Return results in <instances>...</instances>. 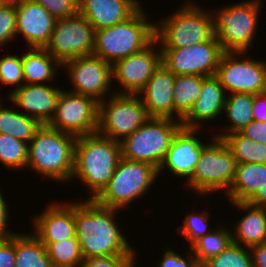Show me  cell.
I'll list each match as a JSON object with an SVG mask.
<instances>
[{
	"mask_svg": "<svg viewBox=\"0 0 266 267\" xmlns=\"http://www.w3.org/2000/svg\"><path fill=\"white\" fill-rule=\"evenodd\" d=\"M118 211V212H117ZM121 211L97 204L93 199L75 202L76 237L83 258L109 255H138L123 235L116 215ZM117 213V214H116Z\"/></svg>",
	"mask_w": 266,
	"mask_h": 267,
	"instance_id": "cell-1",
	"label": "cell"
},
{
	"mask_svg": "<svg viewBox=\"0 0 266 267\" xmlns=\"http://www.w3.org/2000/svg\"><path fill=\"white\" fill-rule=\"evenodd\" d=\"M121 157L120 142L98 133L77 136L70 181L80 179L89 190L86 199H94L108 184Z\"/></svg>",
	"mask_w": 266,
	"mask_h": 267,
	"instance_id": "cell-2",
	"label": "cell"
},
{
	"mask_svg": "<svg viewBox=\"0 0 266 267\" xmlns=\"http://www.w3.org/2000/svg\"><path fill=\"white\" fill-rule=\"evenodd\" d=\"M76 139L75 135L42 124L28 143L27 170H33L52 181L70 182Z\"/></svg>",
	"mask_w": 266,
	"mask_h": 267,
	"instance_id": "cell-3",
	"label": "cell"
},
{
	"mask_svg": "<svg viewBox=\"0 0 266 267\" xmlns=\"http://www.w3.org/2000/svg\"><path fill=\"white\" fill-rule=\"evenodd\" d=\"M142 6L126 21L95 31L93 54L114 64L138 53L155 40V23H150Z\"/></svg>",
	"mask_w": 266,
	"mask_h": 267,
	"instance_id": "cell-4",
	"label": "cell"
},
{
	"mask_svg": "<svg viewBox=\"0 0 266 267\" xmlns=\"http://www.w3.org/2000/svg\"><path fill=\"white\" fill-rule=\"evenodd\" d=\"M171 14L155 22V40L160 48H185L215 36L211 9L187 0Z\"/></svg>",
	"mask_w": 266,
	"mask_h": 267,
	"instance_id": "cell-5",
	"label": "cell"
},
{
	"mask_svg": "<svg viewBox=\"0 0 266 267\" xmlns=\"http://www.w3.org/2000/svg\"><path fill=\"white\" fill-rule=\"evenodd\" d=\"M262 0H246L211 10L214 33L225 52H248L258 33Z\"/></svg>",
	"mask_w": 266,
	"mask_h": 267,
	"instance_id": "cell-6",
	"label": "cell"
},
{
	"mask_svg": "<svg viewBox=\"0 0 266 267\" xmlns=\"http://www.w3.org/2000/svg\"><path fill=\"white\" fill-rule=\"evenodd\" d=\"M158 176L153 165L121 157L108 184L93 200L104 207L128 209L135 199L147 195Z\"/></svg>",
	"mask_w": 266,
	"mask_h": 267,
	"instance_id": "cell-7",
	"label": "cell"
},
{
	"mask_svg": "<svg viewBox=\"0 0 266 267\" xmlns=\"http://www.w3.org/2000/svg\"><path fill=\"white\" fill-rule=\"evenodd\" d=\"M210 141L203 149L192 177L186 181V189L196 195L207 196L222 191L226 194L233 183L236 161L226 143L210 134Z\"/></svg>",
	"mask_w": 266,
	"mask_h": 267,
	"instance_id": "cell-8",
	"label": "cell"
},
{
	"mask_svg": "<svg viewBox=\"0 0 266 267\" xmlns=\"http://www.w3.org/2000/svg\"><path fill=\"white\" fill-rule=\"evenodd\" d=\"M182 123L172 118L151 117L121 142L124 159L145 162L157 169Z\"/></svg>",
	"mask_w": 266,
	"mask_h": 267,
	"instance_id": "cell-9",
	"label": "cell"
},
{
	"mask_svg": "<svg viewBox=\"0 0 266 267\" xmlns=\"http://www.w3.org/2000/svg\"><path fill=\"white\" fill-rule=\"evenodd\" d=\"M150 118L138 95L114 93L99 102L97 133L121 142Z\"/></svg>",
	"mask_w": 266,
	"mask_h": 267,
	"instance_id": "cell-10",
	"label": "cell"
},
{
	"mask_svg": "<svg viewBox=\"0 0 266 267\" xmlns=\"http://www.w3.org/2000/svg\"><path fill=\"white\" fill-rule=\"evenodd\" d=\"M246 55L248 52H224L222 55L215 76L226 94L266 92V61Z\"/></svg>",
	"mask_w": 266,
	"mask_h": 267,
	"instance_id": "cell-11",
	"label": "cell"
},
{
	"mask_svg": "<svg viewBox=\"0 0 266 267\" xmlns=\"http://www.w3.org/2000/svg\"><path fill=\"white\" fill-rule=\"evenodd\" d=\"M95 45V29L79 13L57 19L44 49L61 65L77 57L91 56Z\"/></svg>",
	"mask_w": 266,
	"mask_h": 267,
	"instance_id": "cell-12",
	"label": "cell"
},
{
	"mask_svg": "<svg viewBox=\"0 0 266 267\" xmlns=\"http://www.w3.org/2000/svg\"><path fill=\"white\" fill-rule=\"evenodd\" d=\"M99 102L90 96L61 91L50 127L72 135L97 133Z\"/></svg>",
	"mask_w": 266,
	"mask_h": 267,
	"instance_id": "cell-13",
	"label": "cell"
},
{
	"mask_svg": "<svg viewBox=\"0 0 266 267\" xmlns=\"http://www.w3.org/2000/svg\"><path fill=\"white\" fill-rule=\"evenodd\" d=\"M162 63L174 75L216 74L224 50L214 36L211 40L185 48H160Z\"/></svg>",
	"mask_w": 266,
	"mask_h": 267,
	"instance_id": "cell-14",
	"label": "cell"
},
{
	"mask_svg": "<svg viewBox=\"0 0 266 267\" xmlns=\"http://www.w3.org/2000/svg\"><path fill=\"white\" fill-rule=\"evenodd\" d=\"M62 67L66 68L67 79L70 78L69 81L73 86L68 91L93 97L98 102L115 93L112 88V64L99 57L94 55L77 57L64 62Z\"/></svg>",
	"mask_w": 266,
	"mask_h": 267,
	"instance_id": "cell-15",
	"label": "cell"
},
{
	"mask_svg": "<svg viewBox=\"0 0 266 267\" xmlns=\"http://www.w3.org/2000/svg\"><path fill=\"white\" fill-rule=\"evenodd\" d=\"M161 63V49L156 40L142 51L116 61L112 65L113 82L120 89L115 88V93L137 95Z\"/></svg>",
	"mask_w": 266,
	"mask_h": 267,
	"instance_id": "cell-16",
	"label": "cell"
},
{
	"mask_svg": "<svg viewBox=\"0 0 266 267\" xmlns=\"http://www.w3.org/2000/svg\"><path fill=\"white\" fill-rule=\"evenodd\" d=\"M200 132L201 129L184 127L178 131L158 168V175L162 174L161 171L165 172L167 167L175 177L187 178L184 182L192 177L202 149L208 144L197 137Z\"/></svg>",
	"mask_w": 266,
	"mask_h": 267,
	"instance_id": "cell-17",
	"label": "cell"
},
{
	"mask_svg": "<svg viewBox=\"0 0 266 267\" xmlns=\"http://www.w3.org/2000/svg\"><path fill=\"white\" fill-rule=\"evenodd\" d=\"M62 88L47 84H23L8 92L7 99L23 114L48 124L53 118ZM20 108V109H19Z\"/></svg>",
	"mask_w": 266,
	"mask_h": 267,
	"instance_id": "cell-18",
	"label": "cell"
},
{
	"mask_svg": "<svg viewBox=\"0 0 266 267\" xmlns=\"http://www.w3.org/2000/svg\"><path fill=\"white\" fill-rule=\"evenodd\" d=\"M51 205V206H50ZM31 220L33 232L41 243H52L76 236L75 200L51 203Z\"/></svg>",
	"mask_w": 266,
	"mask_h": 267,
	"instance_id": "cell-19",
	"label": "cell"
},
{
	"mask_svg": "<svg viewBox=\"0 0 266 267\" xmlns=\"http://www.w3.org/2000/svg\"><path fill=\"white\" fill-rule=\"evenodd\" d=\"M174 82L175 75L161 63L137 94L150 117L172 118L182 121V118L174 111Z\"/></svg>",
	"mask_w": 266,
	"mask_h": 267,
	"instance_id": "cell-20",
	"label": "cell"
},
{
	"mask_svg": "<svg viewBox=\"0 0 266 267\" xmlns=\"http://www.w3.org/2000/svg\"><path fill=\"white\" fill-rule=\"evenodd\" d=\"M17 16L16 35H22L26 48H44L55 27L56 18L34 0H23L15 6Z\"/></svg>",
	"mask_w": 266,
	"mask_h": 267,
	"instance_id": "cell-21",
	"label": "cell"
},
{
	"mask_svg": "<svg viewBox=\"0 0 266 267\" xmlns=\"http://www.w3.org/2000/svg\"><path fill=\"white\" fill-rule=\"evenodd\" d=\"M225 100L226 92L219 79L215 75L205 77L200 95L190 112L182 119V126L188 129H203L205 122L215 121L223 114Z\"/></svg>",
	"mask_w": 266,
	"mask_h": 267,
	"instance_id": "cell-22",
	"label": "cell"
},
{
	"mask_svg": "<svg viewBox=\"0 0 266 267\" xmlns=\"http://www.w3.org/2000/svg\"><path fill=\"white\" fill-rule=\"evenodd\" d=\"M138 0H79V14L95 31L126 21L142 5Z\"/></svg>",
	"mask_w": 266,
	"mask_h": 267,
	"instance_id": "cell-23",
	"label": "cell"
},
{
	"mask_svg": "<svg viewBox=\"0 0 266 267\" xmlns=\"http://www.w3.org/2000/svg\"><path fill=\"white\" fill-rule=\"evenodd\" d=\"M239 211L246 212L235 221L231 231L233 242L244 247L266 243V211L264 207L250 205L248 202H229Z\"/></svg>",
	"mask_w": 266,
	"mask_h": 267,
	"instance_id": "cell-24",
	"label": "cell"
},
{
	"mask_svg": "<svg viewBox=\"0 0 266 267\" xmlns=\"http://www.w3.org/2000/svg\"><path fill=\"white\" fill-rule=\"evenodd\" d=\"M265 184L266 164L239 163L225 195L230 202H248Z\"/></svg>",
	"mask_w": 266,
	"mask_h": 267,
	"instance_id": "cell-25",
	"label": "cell"
},
{
	"mask_svg": "<svg viewBox=\"0 0 266 267\" xmlns=\"http://www.w3.org/2000/svg\"><path fill=\"white\" fill-rule=\"evenodd\" d=\"M22 64L25 84L56 83L60 73L57 70L62 67L44 48L38 47H28V51L22 53Z\"/></svg>",
	"mask_w": 266,
	"mask_h": 267,
	"instance_id": "cell-26",
	"label": "cell"
},
{
	"mask_svg": "<svg viewBox=\"0 0 266 267\" xmlns=\"http://www.w3.org/2000/svg\"><path fill=\"white\" fill-rule=\"evenodd\" d=\"M253 94L232 93L226 95L223 114L229 122L224 132H213V136L223 139L225 136L242 131L253 120Z\"/></svg>",
	"mask_w": 266,
	"mask_h": 267,
	"instance_id": "cell-27",
	"label": "cell"
},
{
	"mask_svg": "<svg viewBox=\"0 0 266 267\" xmlns=\"http://www.w3.org/2000/svg\"><path fill=\"white\" fill-rule=\"evenodd\" d=\"M42 123L20 112L14 105L4 107L0 97V133L29 143Z\"/></svg>",
	"mask_w": 266,
	"mask_h": 267,
	"instance_id": "cell-28",
	"label": "cell"
},
{
	"mask_svg": "<svg viewBox=\"0 0 266 267\" xmlns=\"http://www.w3.org/2000/svg\"><path fill=\"white\" fill-rule=\"evenodd\" d=\"M15 267H54L46 247L32 233H15Z\"/></svg>",
	"mask_w": 266,
	"mask_h": 267,
	"instance_id": "cell-29",
	"label": "cell"
},
{
	"mask_svg": "<svg viewBox=\"0 0 266 267\" xmlns=\"http://www.w3.org/2000/svg\"><path fill=\"white\" fill-rule=\"evenodd\" d=\"M216 225L213 230L201 237L189 250L201 267L206 261L223 252L232 242L231 231L227 224ZM228 226V227H227Z\"/></svg>",
	"mask_w": 266,
	"mask_h": 267,
	"instance_id": "cell-30",
	"label": "cell"
},
{
	"mask_svg": "<svg viewBox=\"0 0 266 267\" xmlns=\"http://www.w3.org/2000/svg\"><path fill=\"white\" fill-rule=\"evenodd\" d=\"M205 77L200 75H175L174 111L183 119L198 99Z\"/></svg>",
	"mask_w": 266,
	"mask_h": 267,
	"instance_id": "cell-31",
	"label": "cell"
},
{
	"mask_svg": "<svg viewBox=\"0 0 266 267\" xmlns=\"http://www.w3.org/2000/svg\"><path fill=\"white\" fill-rule=\"evenodd\" d=\"M46 247L54 267H80L83 255L77 237L52 243H42Z\"/></svg>",
	"mask_w": 266,
	"mask_h": 267,
	"instance_id": "cell-32",
	"label": "cell"
},
{
	"mask_svg": "<svg viewBox=\"0 0 266 267\" xmlns=\"http://www.w3.org/2000/svg\"><path fill=\"white\" fill-rule=\"evenodd\" d=\"M0 163L7 170L20 171L27 168L28 143L0 133Z\"/></svg>",
	"mask_w": 266,
	"mask_h": 267,
	"instance_id": "cell-33",
	"label": "cell"
},
{
	"mask_svg": "<svg viewBox=\"0 0 266 267\" xmlns=\"http://www.w3.org/2000/svg\"><path fill=\"white\" fill-rule=\"evenodd\" d=\"M211 213L207 210H202L198 213L187 212L185 213L184 220H182V226L177 227L179 235H183L186 239L188 248L190 249L201 237L212 231V226L209 225L211 219ZM210 218V219H209Z\"/></svg>",
	"mask_w": 266,
	"mask_h": 267,
	"instance_id": "cell-34",
	"label": "cell"
},
{
	"mask_svg": "<svg viewBox=\"0 0 266 267\" xmlns=\"http://www.w3.org/2000/svg\"><path fill=\"white\" fill-rule=\"evenodd\" d=\"M201 267H252L248 247L232 242L223 252L206 261Z\"/></svg>",
	"mask_w": 266,
	"mask_h": 267,
	"instance_id": "cell-35",
	"label": "cell"
},
{
	"mask_svg": "<svg viewBox=\"0 0 266 267\" xmlns=\"http://www.w3.org/2000/svg\"><path fill=\"white\" fill-rule=\"evenodd\" d=\"M22 69V54H7L0 57V82L10 87L14 86V89L9 90L10 93L25 84Z\"/></svg>",
	"mask_w": 266,
	"mask_h": 267,
	"instance_id": "cell-36",
	"label": "cell"
},
{
	"mask_svg": "<svg viewBox=\"0 0 266 267\" xmlns=\"http://www.w3.org/2000/svg\"><path fill=\"white\" fill-rule=\"evenodd\" d=\"M231 150L236 164L253 163L254 143L251 138L245 137L240 132L232 133L222 139Z\"/></svg>",
	"mask_w": 266,
	"mask_h": 267,
	"instance_id": "cell-37",
	"label": "cell"
},
{
	"mask_svg": "<svg viewBox=\"0 0 266 267\" xmlns=\"http://www.w3.org/2000/svg\"><path fill=\"white\" fill-rule=\"evenodd\" d=\"M17 16L15 6L4 5L0 9V47L16 40ZM14 38V39H13Z\"/></svg>",
	"mask_w": 266,
	"mask_h": 267,
	"instance_id": "cell-38",
	"label": "cell"
},
{
	"mask_svg": "<svg viewBox=\"0 0 266 267\" xmlns=\"http://www.w3.org/2000/svg\"><path fill=\"white\" fill-rule=\"evenodd\" d=\"M56 19L74 17L79 13V0H34Z\"/></svg>",
	"mask_w": 266,
	"mask_h": 267,
	"instance_id": "cell-39",
	"label": "cell"
},
{
	"mask_svg": "<svg viewBox=\"0 0 266 267\" xmlns=\"http://www.w3.org/2000/svg\"><path fill=\"white\" fill-rule=\"evenodd\" d=\"M138 255H109L84 258L80 267H131Z\"/></svg>",
	"mask_w": 266,
	"mask_h": 267,
	"instance_id": "cell-40",
	"label": "cell"
},
{
	"mask_svg": "<svg viewBox=\"0 0 266 267\" xmlns=\"http://www.w3.org/2000/svg\"><path fill=\"white\" fill-rule=\"evenodd\" d=\"M166 248V249H165ZM162 252V259L160 258L159 262H156V267H200L196 261V258L192 252L188 249L186 258L182 257V254H178L176 250L173 251L172 248L167 246Z\"/></svg>",
	"mask_w": 266,
	"mask_h": 267,
	"instance_id": "cell-41",
	"label": "cell"
},
{
	"mask_svg": "<svg viewBox=\"0 0 266 267\" xmlns=\"http://www.w3.org/2000/svg\"><path fill=\"white\" fill-rule=\"evenodd\" d=\"M0 267H15V234L0 239Z\"/></svg>",
	"mask_w": 266,
	"mask_h": 267,
	"instance_id": "cell-42",
	"label": "cell"
},
{
	"mask_svg": "<svg viewBox=\"0 0 266 267\" xmlns=\"http://www.w3.org/2000/svg\"><path fill=\"white\" fill-rule=\"evenodd\" d=\"M5 200L6 197L4 198V194H2V190L0 189V239H7L15 234L12 229H9V203H6Z\"/></svg>",
	"mask_w": 266,
	"mask_h": 267,
	"instance_id": "cell-43",
	"label": "cell"
},
{
	"mask_svg": "<svg viewBox=\"0 0 266 267\" xmlns=\"http://www.w3.org/2000/svg\"><path fill=\"white\" fill-rule=\"evenodd\" d=\"M240 133L255 142H261L266 145V122L252 121Z\"/></svg>",
	"mask_w": 266,
	"mask_h": 267,
	"instance_id": "cell-44",
	"label": "cell"
},
{
	"mask_svg": "<svg viewBox=\"0 0 266 267\" xmlns=\"http://www.w3.org/2000/svg\"><path fill=\"white\" fill-rule=\"evenodd\" d=\"M253 120L266 122V92L254 95Z\"/></svg>",
	"mask_w": 266,
	"mask_h": 267,
	"instance_id": "cell-45",
	"label": "cell"
},
{
	"mask_svg": "<svg viewBox=\"0 0 266 267\" xmlns=\"http://www.w3.org/2000/svg\"><path fill=\"white\" fill-rule=\"evenodd\" d=\"M252 257V267H266V243L249 248Z\"/></svg>",
	"mask_w": 266,
	"mask_h": 267,
	"instance_id": "cell-46",
	"label": "cell"
},
{
	"mask_svg": "<svg viewBox=\"0 0 266 267\" xmlns=\"http://www.w3.org/2000/svg\"><path fill=\"white\" fill-rule=\"evenodd\" d=\"M253 163L266 164V145L264 143H254Z\"/></svg>",
	"mask_w": 266,
	"mask_h": 267,
	"instance_id": "cell-47",
	"label": "cell"
},
{
	"mask_svg": "<svg viewBox=\"0 0 266 267\" xmlns=\"http://www.w3.org/2000/svg\"><path fill=\"white\" fill-rule=\"evenodd\" d=\"M250 205L257 207L266 206V184L248 201Z\"/></svg>",
	"mask_w": 266,
	"mask_h": 267,
	"instance_id": "cell-48",
	"label": "cell"
},
{
	"mask_svg": "<svg viewBox=\"0 0 266 267\" xmlns=\"http://www.w3.org/2000/svg\"><path fill=\"white\" fill-rule=\"evenodd\" d=\"M23 0H0L4 5H13L16 6L20 4Z\"/></svg>",
	"mask_w": 266,
	"mask_h": 267,
	"instance_id": "cell-49",
	"label": "cell"
},
{
	"mask_svg": "<svg viewBox=\"0 0 266 267\" xmlns=\"http://www.w3.org/2000/svg\"><path fill=\"white\" fill-rule=\"evenodd\" d=\"M4 6V4L2 2H0V9Z\"/></svg>",
	"mask_w": 266,
	"mask_h": 267,
	"instance_id": "cell-50",
	"label": "cell"
}]
</instances>
